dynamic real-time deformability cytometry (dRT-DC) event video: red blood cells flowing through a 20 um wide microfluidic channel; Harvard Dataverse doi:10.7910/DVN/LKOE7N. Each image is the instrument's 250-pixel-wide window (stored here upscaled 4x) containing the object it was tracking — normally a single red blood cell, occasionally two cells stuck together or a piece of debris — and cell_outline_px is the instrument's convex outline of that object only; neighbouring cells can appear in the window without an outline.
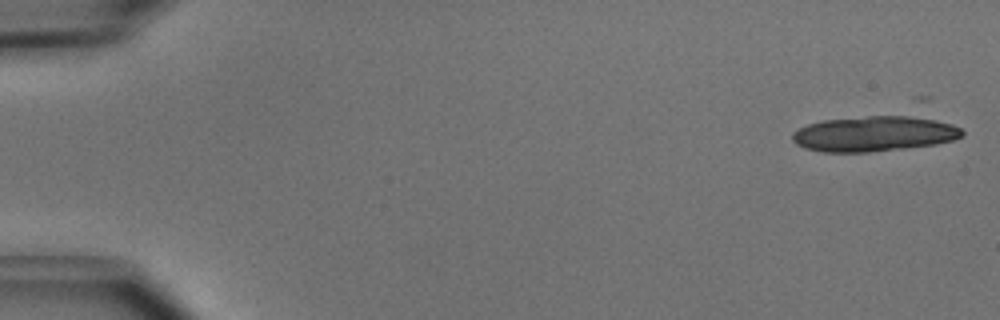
{"species": "common noctule bat (a hibernating species)", "species_latin": "Nyctalus noctula", "temperature_condition": "cold", "stored_images_in_passage": 18, "camera_frame_rate_fps": 3000, "um_per_image_px": 0.085, "animal": {"sex": "male", "body_mass_g": 15.6}, "frame": {"image": 1, "passage_image": 1, "time_ms": 0.0, "image_size_px": [1000, 320], "cell_outline_px": [[964, 136], [952, 140], [936, 144], [904, 148], [868, 152], [824, 152], [804, 148], [796, 144], [792, 140], [792, 132], [808, 124], [824, 120], [868, 116], [924, 116], [952, 124], [960, 128], [964, 132]], "centroid_in_image_um": [74.33, 11.37], "position_along_channel_um": 10.7, "area_um2": 35.03}}